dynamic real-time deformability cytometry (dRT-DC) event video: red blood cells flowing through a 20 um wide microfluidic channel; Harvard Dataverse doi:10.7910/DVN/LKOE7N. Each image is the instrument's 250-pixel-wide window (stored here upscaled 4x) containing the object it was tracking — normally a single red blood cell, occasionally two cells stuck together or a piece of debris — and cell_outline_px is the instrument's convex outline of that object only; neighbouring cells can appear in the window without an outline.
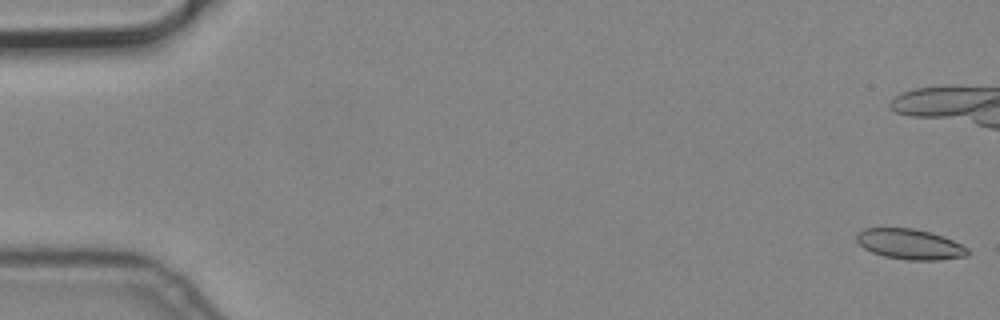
{"species": "common noctule bat (a hibernating species)", "species_latin": "Nyctalus noctula", "temperature_condition": "cold", "stored_images_in_passage": 12, "camera_frame_rate_fps": 3000, "um_per_image_px": 0.085, "animal": {"sex": "male", "body_mass_g": 19.2, "forearm_length_mm": 51.8}, "frame": {"image": 1, "passage_image": 1, "time_ms": 0.0, "image_size_px": [1000, 320], "cell_outline_px": [[968, 256], [940, 260], [908, 260], [884, 256], [872, 252], [864, 248], [856, 240], [856, 232], [864, 228], [912, 228], [932, 232], [944, 236], [968, 248]], "centroid_in_image_um": [77.34, 20.75], "position_along_channel_um": 7.7, "area_um2": 19.77}}